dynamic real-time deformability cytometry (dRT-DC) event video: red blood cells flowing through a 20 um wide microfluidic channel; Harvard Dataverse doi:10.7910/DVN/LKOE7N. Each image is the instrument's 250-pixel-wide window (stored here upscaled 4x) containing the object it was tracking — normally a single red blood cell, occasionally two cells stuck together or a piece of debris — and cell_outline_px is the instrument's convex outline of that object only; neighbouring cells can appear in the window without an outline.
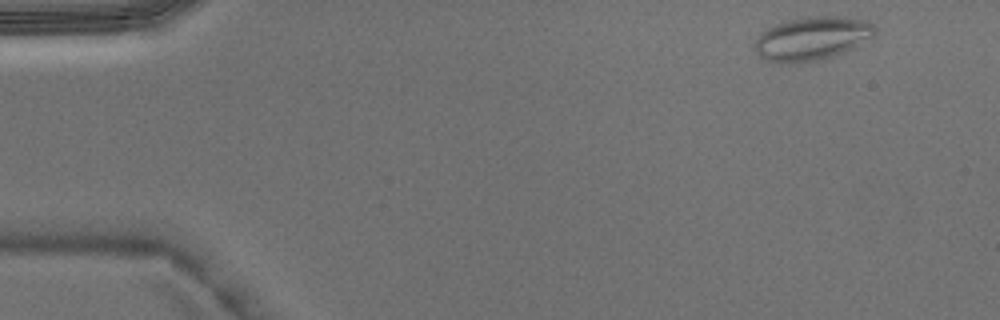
{"species": "Egyptian fruit bat (a non-hibernating species)", "species_latin": "Rousettus aegyptiacus", "temperature_condition": "warm", "stored_images_in_passage": 3, "camera_frame_rate_fps": 3000, "um_per_image_px": 0.085, "animal": {"sex": "male"}, "frame": {"image": 1, "passage_image": 1, "time_ms": 0.0, "image_size_px": [1000, 320], "cell_outline_px": [[876, 32], [872, 36], [852, 48], [820, 60], [792, 64], [784, 64], [764, 60], [752, 48], [760, 32], [776, 24], [788, 20], [812, 16], [844, 16], [868, 20], [876, 28]], "centroid_in_image_um": [68.98, 3.27], "position_along_channel_um": 16.0, "area_um2": 30.63}}